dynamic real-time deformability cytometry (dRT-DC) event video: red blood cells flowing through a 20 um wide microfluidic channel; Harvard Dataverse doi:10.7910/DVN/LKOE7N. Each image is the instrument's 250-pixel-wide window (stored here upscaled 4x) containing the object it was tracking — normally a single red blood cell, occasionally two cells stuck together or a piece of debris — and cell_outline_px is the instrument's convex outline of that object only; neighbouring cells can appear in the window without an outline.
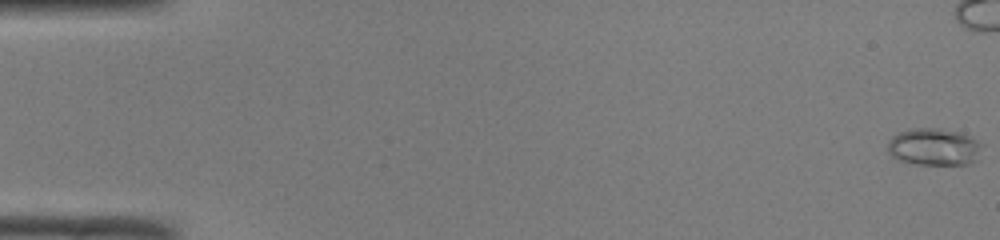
{"species": "common noctule bat (a hibernating species)", "species_latin": "Nyctalus noctula", "temperature_condition": "room temperature", "stored_images_in_passage": 52, "camera_frame_rate_fps": 3000, "um_per_image_px": 0.085, "animal": {"sex": "male", "body_mass_g": 19.0, "forearm_length_mm": 50.8}, "frame": {"image": 1, "passage_image": 1, "time_ms": 0.0, "image_size_px": [1000, 240], "cell_outline_px": [[984, 144], [980, 160], [968, 164], [916, 164], [900, 160], [892, 156], [888, 152], [888, 140], [892, 136], [900, 132], [912, 128], [940, 128], [960, 132], [972, 136]], "centroid_in_image_um": [79.47, 12.48], "position_along_channel_um": 5.5, "area_um2": 20.92}}
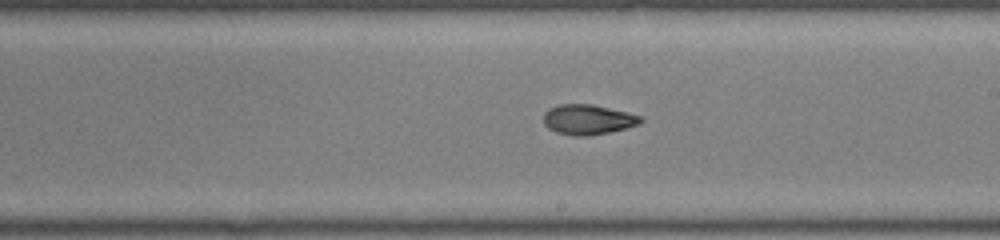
{"frame": {"image": 2, "passage_image": 30, "time_ms": 9.667, "image_size_px": [1000, 240], "cell_outline_px": [[644, 120], [640, 124], [628, 128], [588, 136], [572, 136], [556, 132], [548, 128], [544, 124], [544, 112], [548, 108], [560, 104], [592, 104], [644, 116]], "centroid_in_image_um": [50.0, 10.16], "position_along_channel_um": 239.0, "area_um2": 17.22}}
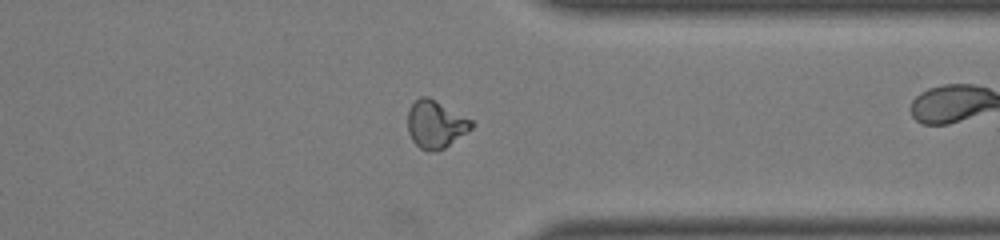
{"frame": {"image": 3, "passage_image": 40, "time_ms": 13.0, "image_size_px": [1000, 240], "cell_outline_px": [[476, 124], [472, 128], [444, 148], [436, 152], [428, 152], [420, 148], [412, 140], [408, 132], [408, 112], [412, 104], [420, 96], [428, 96], [472, 120]], "centroid_in_image_um": [37.02, 10.58], "position_along_channel_um": 374.4, "area_um2": 17.63}, "authors_computed_cell_mechanics": {"area_um2": 17.6868, "velocity_mm_per_s": 4.1274, "shape_relaxation_time_tau1_ms": null, "shape_relaxation_time_tau2_ms": 2.1158, "deformation_change_tau1": null, "deformation_change_tau2": 0.0824}}